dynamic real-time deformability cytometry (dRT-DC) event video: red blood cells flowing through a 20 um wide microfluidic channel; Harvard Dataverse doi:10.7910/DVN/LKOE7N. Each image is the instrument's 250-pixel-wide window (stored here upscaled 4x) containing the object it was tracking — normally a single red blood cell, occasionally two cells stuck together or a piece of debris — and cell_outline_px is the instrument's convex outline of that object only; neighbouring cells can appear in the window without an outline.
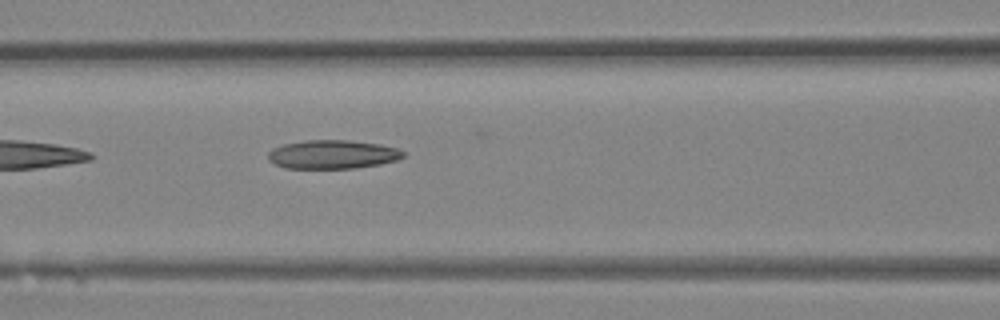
{"species": "Egyptian fruit bat (a non-hibernating species)", "species_latin": "Rousettus aegyptiacus", "temperature_condition": "room temperature", "stored_images_in_passage": 5, "camera_frame_rate_fps": 3000, "um_per_image_px": 0.085, "animal": {"sex": "female"}, "frame": {"image": 1, "passage_image": 5, "time_ms": 4.667, "image_size_px": [1000, 320], "cell_outline_px": [[404, 156], [396, 160], [380, 164], [356, 168], [284, 168], [268, 160], [268, 152], [272, 148], [284, 144], [308, 140], [348, 140], [380, 144], [396, 148], [404, 152]], "centroid_in_image_um": [28.25, 13.12], "position_along_channel_um": 138.3, "area_um2": 22.54}}